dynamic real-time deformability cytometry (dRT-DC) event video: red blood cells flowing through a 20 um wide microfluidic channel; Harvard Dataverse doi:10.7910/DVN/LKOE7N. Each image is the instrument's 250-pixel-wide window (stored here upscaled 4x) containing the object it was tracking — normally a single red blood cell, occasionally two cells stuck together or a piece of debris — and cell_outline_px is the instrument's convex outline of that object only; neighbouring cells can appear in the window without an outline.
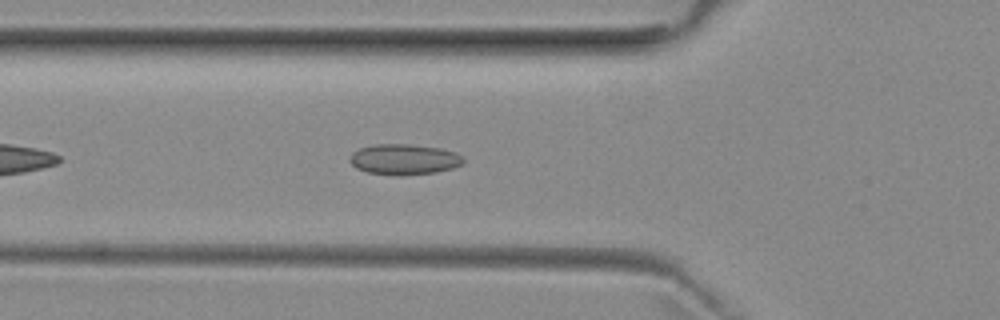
{"species": "common noctule bat (a hibernating species)", "species_latin": "Nyctalus noctula", "temperature_condition": "room temperature", "stored_images_in_passage": 21, "camera_frame_rate_fps": 3000, "um_per_image_px": 0.085, "animal": {"sex": "female", "body_mass_g": 29.2, "forearm_length_mm": 56.3}, "frame": {"image": 1, "passage_image": 2, "time_ms": 0.333, "image_size_px": [1000, 320], "cell_outline_px": [[464, 160], [460, 164], [452, 168], [436, 172], [400, 176], [392, 176], [368, 172], [356, 168], [348, 160], [352, 152], [360, 148], [372, 144], [408, 144], [440, 148], [456, 152]], "centroid_in_image_um": [34.3, 13.55], "position_along_channel_um": 91.5, "area_um2": 20.35}}
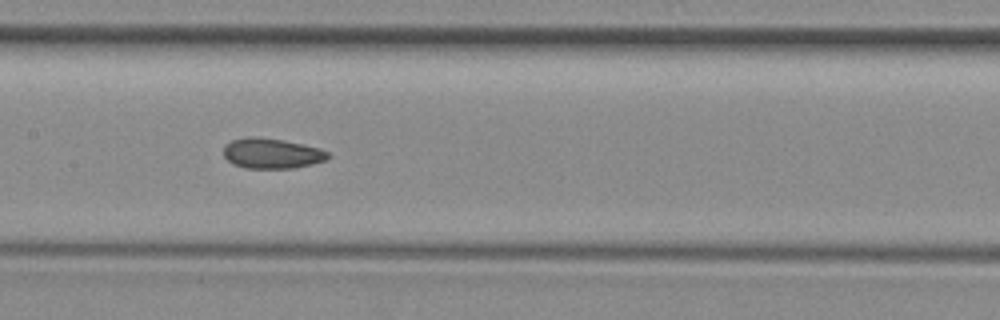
{"frame": {"image": 2, "passage_image": 9, "time_ms": 2.667, "image_size_px": [1000, 320], "cell_outline_px": [[328, 156], [324, 160], [312, 164], [296, 168], [244, 168], [232, 164], [224, 156], [224, 144], [232, 140], [248, 136], [256, 136], [284, 140], [320, 148], [328, 152]], "centroid_in_image_um": [23.06, 13.03], "position_along_channel_um": 184.3, "area_um2": 18.5}}
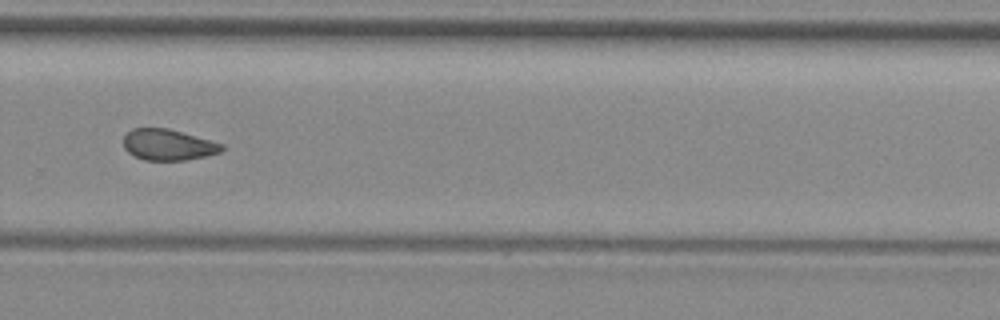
{"frame": {"image": 3, "passage_image": 19, "time_ms": 6.0, "image_size_px": [1000, 320], "cell_outline_px": [[224, 148], [220, 152], [188, 160], [144, 160], [128, 152], [124, 148], [124, 136], [132, 128], [168, 128], [224, 144]], "centroid_in_image_um": [14.29, 12.3], "position_along_channel_um": 315.5, "area_um2": 17.69}}